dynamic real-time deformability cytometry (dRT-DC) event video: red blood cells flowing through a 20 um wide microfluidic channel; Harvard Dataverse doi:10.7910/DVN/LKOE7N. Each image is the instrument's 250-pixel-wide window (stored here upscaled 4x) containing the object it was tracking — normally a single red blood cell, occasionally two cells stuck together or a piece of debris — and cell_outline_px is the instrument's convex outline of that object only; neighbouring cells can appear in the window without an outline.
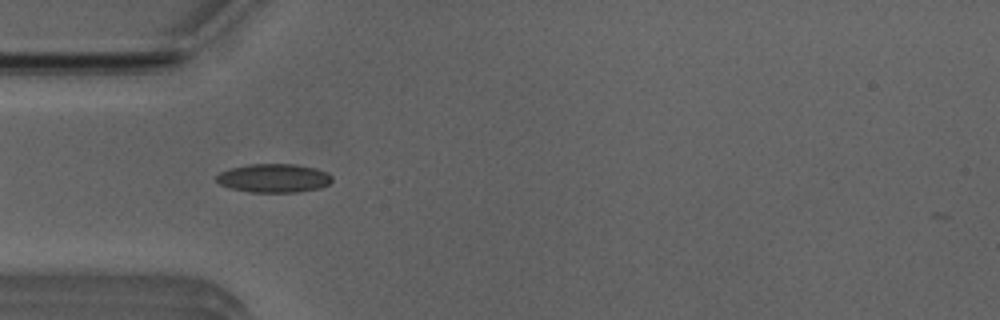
{"species": "Egyptian fruit bat (a non-hibernating species)", "species_latin": "Rousettus aegyptiacus", "temperature_condition": "room temperature", "stored_images_in_passage": 40, "camera_frame_rate_fps": 3000, "um_per_image_px": 0.085, "animal": {"sex": "male"}, "frame": {"image": 1, "passage_image": 4, "time_ms": 1.0, "image_size_px": [1000, 320], "cell_outline_px": [[332, 180], [328, 184], [320, 188], [300, 192], [252, 192], [232, 188], [220, 184], [216, 180], [216, 176], [220, 172], [232, 168], [248, 164], [292, 164], [316, 168], [328, 172], [332, 176]], "centroid_in_image_um": [23.3, 15.14], "position_along_channel_um": 61.7, "area_um2": 19.25}}
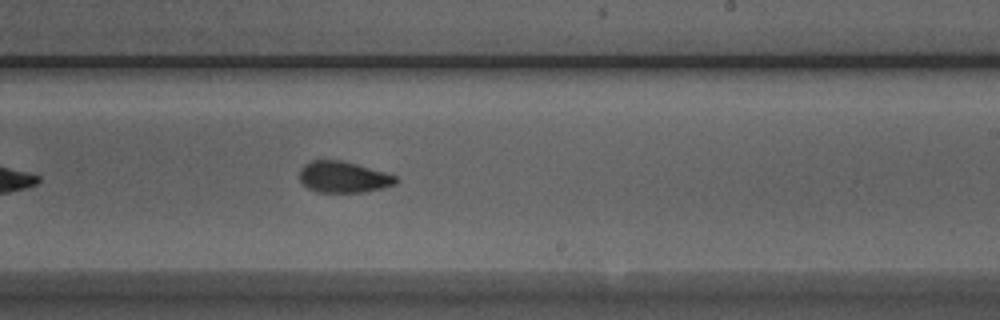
{"frame": {"image": 2, "passage_image": 19, "time_ms": 6.0, "image_size_px": [1000, 320], "cell_outline_px": [[400, 180], [396, 184], [380, 188], [360, 192], [316, 192], [308, 188], [300, 180], [300, 168], [304, 164], [312, 160], [340, 160], [356, 164], [384, 172], [396, 176]], "centroid_in_image_um": [29.17, 15.04], "position_along_channel_um": 259.8, "area_um2": 17.4}}
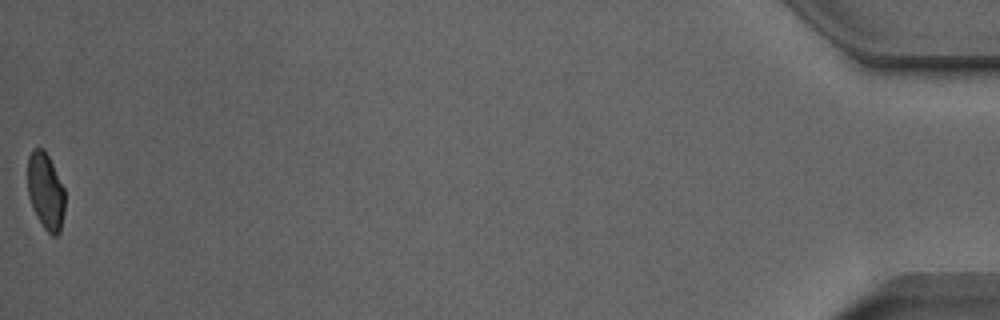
{"frame": {"image": 3, "passage_image": 40, "time_ms": 13.0, "image_size_px": [1000, 320], "cell_outline_px": [[64, 212], [60, 232], [56, 236], [52, 236], [44, 228], [32, 208], [28, 196], [28, 156], [32, 148], [44, 148], [64, 188]], "centroid_in_image_um": [3.87, 16.26], "position_along_channel_um": 431.3, "area_um2": 16.65}, "authors_computed_cell_mechanics": {"area_um2": 17.9469, "velocity_mm_per_s": 3.9781, "shape_relaxation_time_tau1_ms": 4.9204, "shape_relaxation_time_tau2_ms": 1.8036, "deformation_change_tau1": 0.1661, "deformation_change_tau2": 0.0742}}